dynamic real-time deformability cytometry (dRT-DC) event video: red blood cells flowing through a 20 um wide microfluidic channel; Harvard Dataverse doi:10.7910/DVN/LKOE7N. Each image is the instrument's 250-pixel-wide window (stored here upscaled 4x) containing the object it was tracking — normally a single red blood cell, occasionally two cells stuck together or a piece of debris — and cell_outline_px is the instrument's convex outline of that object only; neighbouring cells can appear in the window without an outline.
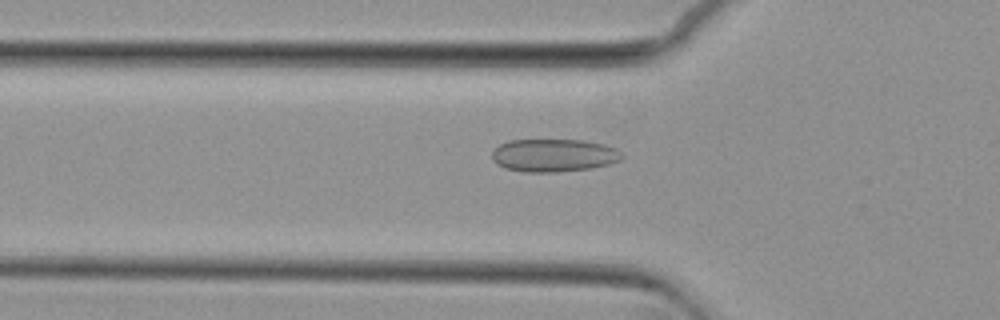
{"species": "common noctule bat (a hibernating species)", "species_latin": "Nyctalus noctula", "temperature_condition": "cold", "stored_images_in_passage": 49, "camera_frame_rate_fps": 3000, "um_per_image_px": 0.085, "animal": {"sex": "female", "body_mass_g": 29.2, "forearm_length_mm": 56.3}, "frame": {"image": 1, "passage_image": 12, "time_ms": 3.667, "image_size_px": [1000, 320], "cell_outline_px": [[624, 156], [620, 160], [608, 164], [592, 168], [556, 172], [524, 172], [504, 168], [496, 164], [492, 160], [492, 152], [500, 144], [508, 140], [584, 140], [604, 144], [616, 148]], "centroid_in_image_um": [47.06, 13.2], "position_along_channel_um": 78.7, "area_um2": 25.03}}
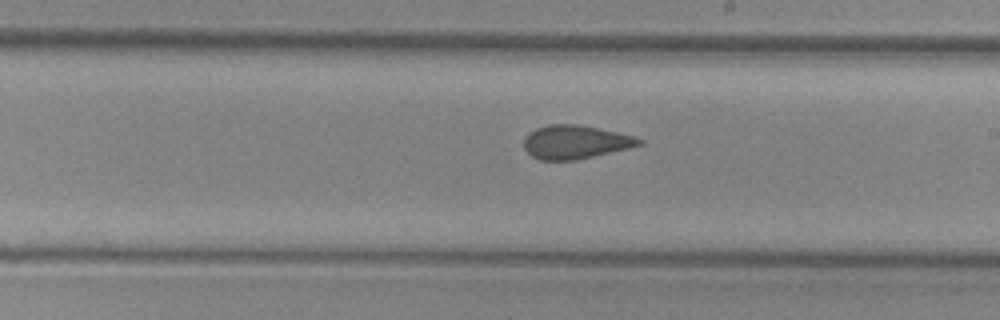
{"frame": {"image": 2, "passage_image": 25, "time_ms": 8.0, "image_size_px": [1000, 320], "cell_outline_px": [[644, 144], [632, 148], [576, 160], [540, 160], [532, 156], [524, 148], [524, 136], [528, 132], [536, 128], [548, 124], [576, 124], [616, 132], [632, 136], [644, 140]], "centroid_in_image_um": [48.9, 12.08], "position_along_channel_um": 240.1, "area_um2": 22.66}}
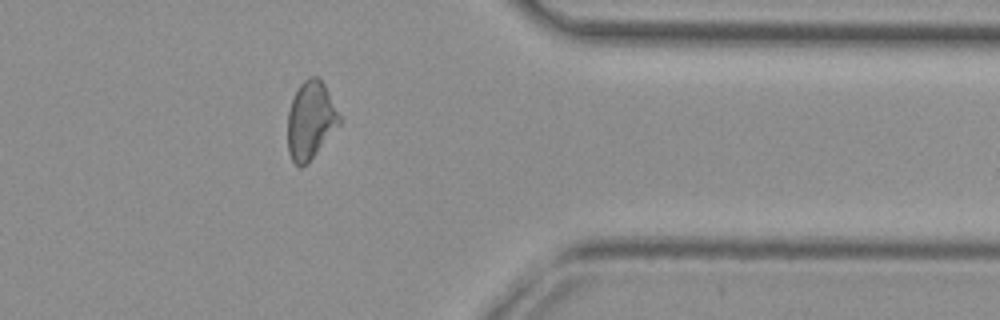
{"frame": {"image": 3, "passage_image": 38, "time_ms": 12.333, "image_size_px": [1000, 320], "cell_outline_px": [[340, 124], [308, 164], [300, 168], [292, 160], [288, 152], [288, 112], [292, 100], [300, 84], [308, 76], [316, 76], [324, 84], [340, 116]], "centroid_in_image_um": [26.39, 10.25], "position_along_channel_um": 385.0, "area_um2": 23.29}, "authors_computed_cell_mechanics": {"area_um2": 23.987, "velocity_mm_per_s": 3.7105, "shape_relaxation_time_tau1_ms": null, "shape_relaxation_time_tau2_ms": 1.3686, "deformation_change_tau1": null, "deformation_change_tau2": 0.0771}}